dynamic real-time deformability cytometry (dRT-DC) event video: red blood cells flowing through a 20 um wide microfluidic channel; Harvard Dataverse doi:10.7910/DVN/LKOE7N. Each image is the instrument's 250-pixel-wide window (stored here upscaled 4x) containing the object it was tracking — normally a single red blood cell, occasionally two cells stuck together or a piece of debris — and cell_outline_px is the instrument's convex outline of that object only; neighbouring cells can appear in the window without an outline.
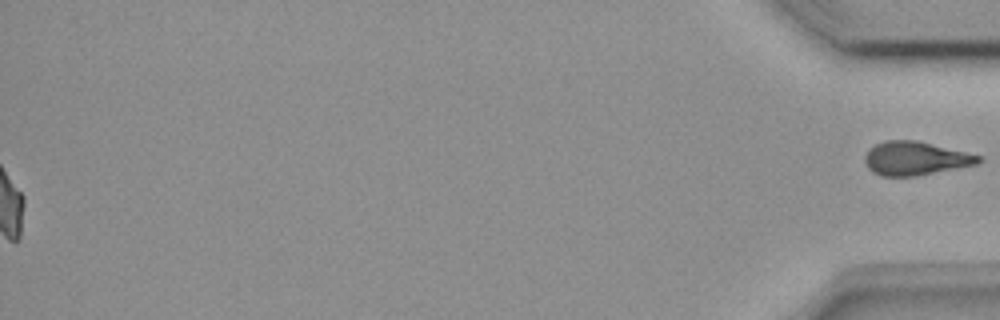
{"species": "common noctule bat (a hibernating species)", "species_latin": "Nyctalus noctula", "temperature_condition": "room temperature", "stored_images_in_passage": 52, "segment_of_instrument_passage": [2, 2], "camera_frame_rate_fps": 3000, "um_per_image_px": 0.085, "animal": {"sex": "female", "body_mass_g": 18.4}, "frame": {"image": 1, "passage_image": 52, "time_ms": 17.0, "image_size_px": [1000, 320], "cell_outline_px": [[984, 160], [976, 164], [916, 176], [880, 176], [872, 172], [868, 168], [864, 160], [864, 156], [876, 144], [888, 140], [916, 140], [984, 156]], "centroid_in_image_um": [77.83, 13.47], "position_along_channel_um": 357.4, "area_um2": 22.2}}